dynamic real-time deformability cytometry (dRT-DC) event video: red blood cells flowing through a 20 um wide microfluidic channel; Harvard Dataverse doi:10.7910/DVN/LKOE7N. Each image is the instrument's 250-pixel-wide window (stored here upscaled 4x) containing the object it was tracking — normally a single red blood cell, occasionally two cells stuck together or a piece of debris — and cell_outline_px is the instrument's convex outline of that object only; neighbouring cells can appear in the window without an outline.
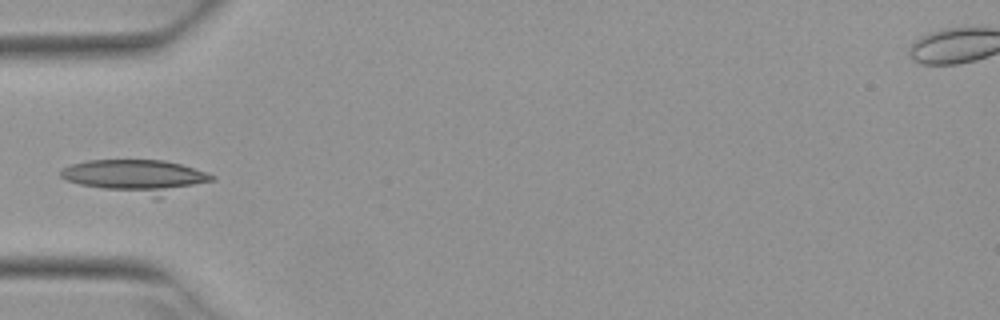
{"species": "Egyptian fruit bat (a non-hibernating species)", "species_latin": "Rousettus aegyptiacus", "temperature_condition": "warm", "stored_images_in_passage": 5, "camera_frame_rate_fps": 3000, "um_per_image_px": 0.085, "animal": {"sex": "female"}, "frame": {"image": 1, "passage_image": 5, "time_ms": 1.333, "image_size_px": [1000, 320], "cell_outline_px": [[216, 180], [160, 200], [156, 200], [80, 184], [68, 180], [60, 176], [60, 168], [72, 164], [88, 160], [164, 160], [180, 164], [208, 172], [216, 176]], "centroid_in_image_um": [11.69, 15.04], "position_along_channel_um": 73.3, "area_um2": 30.4}}